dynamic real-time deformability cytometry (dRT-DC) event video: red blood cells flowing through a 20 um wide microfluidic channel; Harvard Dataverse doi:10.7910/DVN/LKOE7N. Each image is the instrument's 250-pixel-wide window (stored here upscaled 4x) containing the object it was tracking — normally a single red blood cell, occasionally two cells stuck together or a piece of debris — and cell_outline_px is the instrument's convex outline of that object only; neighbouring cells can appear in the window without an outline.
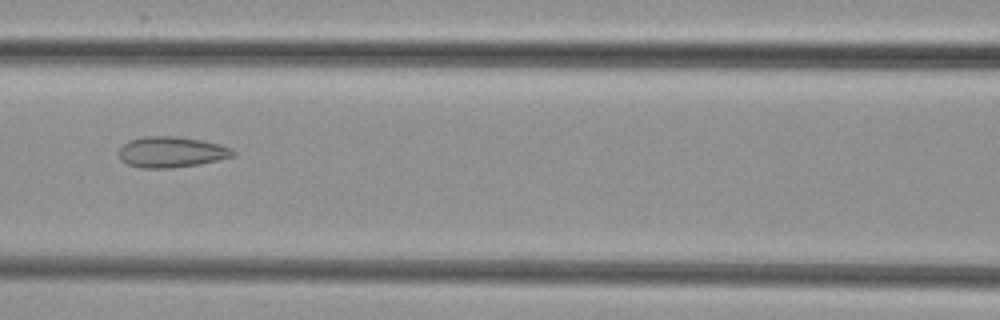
{"species": "common noctule bat (a hibernating species)", "species_latin": "Nyctalus noctula", "temperature_condition": "cold", "stored_images_in_passage": 9, "camera_frame_rate_fps": 3000, "um_per_image_px": 0.085, "animal": {"sex": "female", "body_mass_g": 29.2, "forearm_length_mm": 56.3}, "frame": {"image": 1, "passage_image": 7, "time_ms": 7.333, "image_size_px": [1000, 320], "cell_outline_px": [[236, 156], [200, 164], [168, 168], [140, 168], [128, 164], [120, 160], [120, 148], [128, 140], [144, 136], [176, 136], [200, 140], [220, 144], [232, 148], [236, 152]], "centroid_in_image_um": [14.59, 12.92], "position_along_channel_um": 152.0, "area_um2": 20.58}}
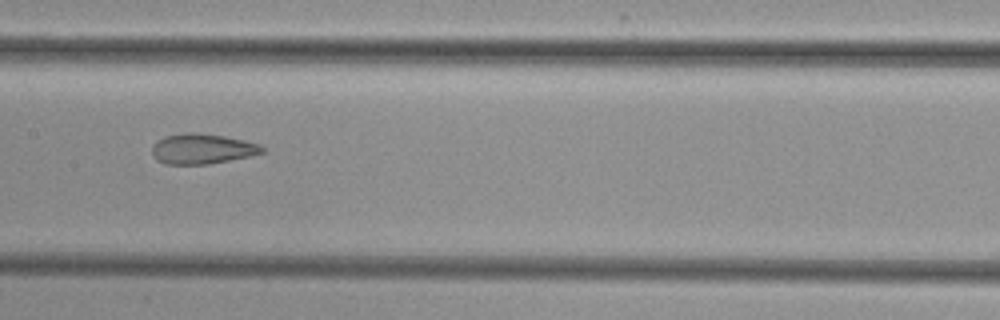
{"frame": {"image": 2, "passage_image": 8, "time_ms": 8.333, "image_size_px": [1000, 320], "cell_outline_px": [[264, 152], [248, 156], [208, 164], [164, 164], [156, 160], [152, 156], [152, 148], [164, 136], [184, 132], [192, 132], [224, 136], [244, 140], [260, 144], [264, 148]], "centroid_in_image_um": [17.17, 12.65], "position_along_channel_um": 190.2, "area_um2": 19.25}}
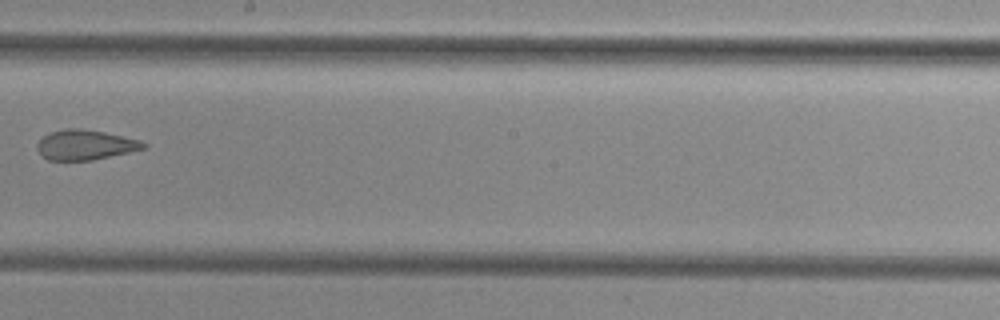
{"frame": {"image": 3, "passage_image": 9, "time_ms": 9.667, "image_size_px": [1000, 320], "cell_outline_px": [[148, 148], [92, 160], [48, 160], [36, 148], [36, 144], [44, 136], [52, 132], [64, 128], [80, 128], [104, 132], [140, 140], [148, 144]], "centroid_in_image_um": [7.28, 12.31], "position_along_channel_um": 240.9, "area_um2": 18.5}}